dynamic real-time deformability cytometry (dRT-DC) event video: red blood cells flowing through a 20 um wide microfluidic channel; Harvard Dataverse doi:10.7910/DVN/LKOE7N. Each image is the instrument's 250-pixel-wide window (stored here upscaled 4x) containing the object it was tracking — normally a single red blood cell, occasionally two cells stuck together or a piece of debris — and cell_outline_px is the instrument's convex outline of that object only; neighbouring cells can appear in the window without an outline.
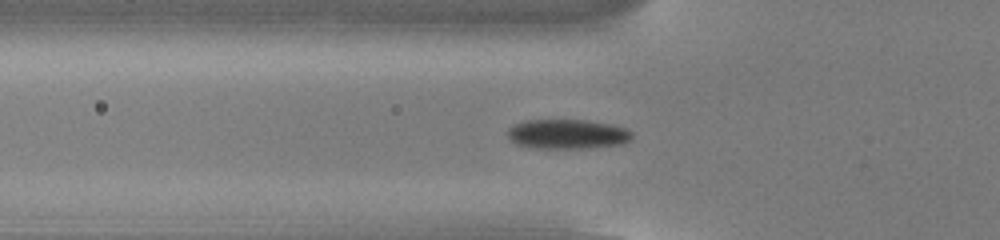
{"species": "common noctule bat (a hibernating species)", "species_latin": "Nyctalus noctula", "temperature_condition": "cold", "stored_images_in_passage": 54, "camera_frame_rate_fps": 3000, "um_per_image_px": 0.085, "animal": {"sex": "male", "body_mass_g": 13.0, "forearm_length_mm": 53.1}, "frame": {"image": 1, "passage_image": 19, "time_ms": 6.0, "image_size_px": [1000, 240], "cell_outline_px": [[632, 136], [624, 144], [588, 148], [532, 148], [516, 144], [508, 136], [508, 128], [516, 124], [528, 120], [584, 120], [612, 124], [624, 128], [632, 132]], "centroid_in_image_um": [48.24, 11.4], "position_along_channel_um": 77.6, "area_um2": 21.39}}
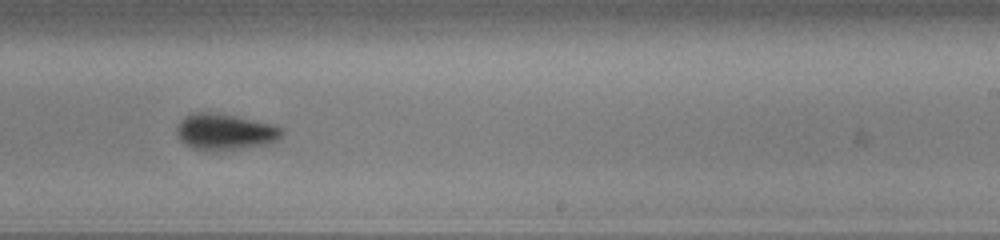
{"frame": {"image": 2, "passage_image": 34, "time_ms": 11.0, "image_size_px": [1000, 240], "cell_outline_px": [[284, 132], [280, 140], [268, 144], [220, 152], [204, 152], [192, 148], [184, 144], [176, 136], [176, 128], [180, 120], [184, 116], [192, 112], [204, 112], [232, 116], [268, 124], [280, 128]], "centroid_in_image_um": [19.05, 11.26], "position_along_channel_um": 269.9, "area_um2": 22.43}}
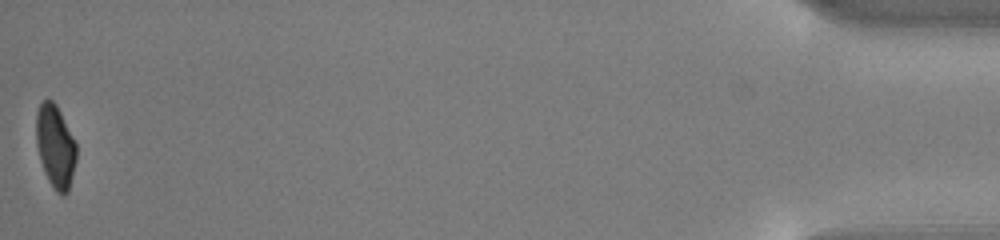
{"frame": {"image": 3, "passage_image": 54, "time_ms": 17.667, "image_size_px": [1000, 240], "cell_outline_px": [[76, 160], [68, 192], [64, 196], [56, 192], [48, 180], [44, 172], [40, 160], [36, 144], [36, 112], [40, 104], [44, 100], [52, 100], [56, 104], [76, 144]], "centroid_in_image_um": [4.69, 12.46], "position_along_channel_um": 430.5, "area_um2": 19.31}, "authors_computed_cell_mechanics": {"area_um2": 20.8369, "velocity_mm_per_s": 3.8453, "shape_relaxation_time_tau1_ms": 2.7788, "shape_relaxation_time_tau2_ms": 7.3961, "deformation_change_tau1": 0.1243, "deformation_change_tau2": 0.0779}}